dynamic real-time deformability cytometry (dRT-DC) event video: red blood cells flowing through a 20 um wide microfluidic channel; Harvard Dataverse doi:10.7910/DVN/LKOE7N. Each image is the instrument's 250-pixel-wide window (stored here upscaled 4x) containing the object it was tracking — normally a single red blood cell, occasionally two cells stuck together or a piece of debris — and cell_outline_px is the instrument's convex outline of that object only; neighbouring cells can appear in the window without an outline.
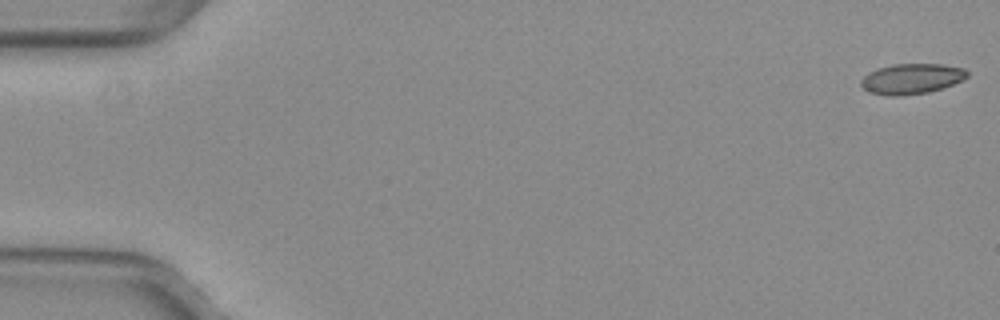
{"species": "common noctule bat (a hibernating species)", "species_latin": "Nyctalus noctula", "temperature_condition": "warm", "stored_images_in_passage": 53, "camera_frame_rate_fps": 3000, "um_per_image_px": 0.085, "animal": {"sex": "female", "body_mass_g": 29.2, "forearm_length_mm": 56.3}, "frame": {"image": 1, "passage_image": 1, "time_ms": 0.0, "image_size_px": [1000, 320], "cell_outline_px": [[968, 76], [952, 84], [928, 92], [900, 96], [888, 96], [868, 92], [860, 84], [860, 80], [868, 72], [892, 64], [944, 64], [964, 68], [968, 72]], "centroid_in_image_um": [77.45, 6.69], "position_along_channel_um": 7.5, "area_um2": 18.73}}
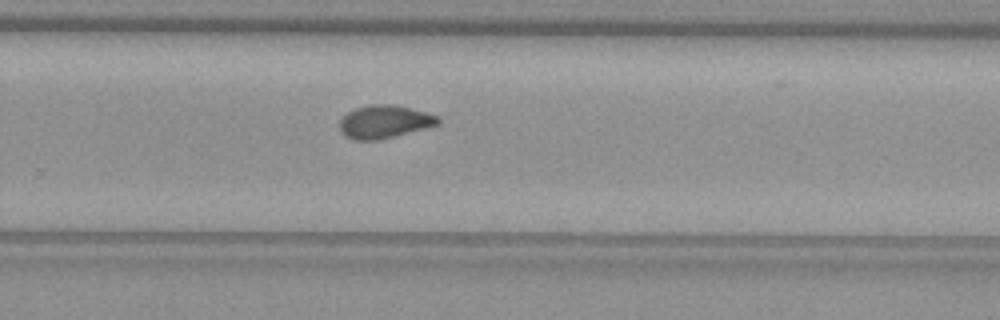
{"frame": {"image": 2, "passage_image": 35, "time_ms": 11.333, "image_size_px": [1000, 320], "cell_outline_px": [[440, 124], [380, 140], [352, 140], [344, 136], [340, 132], [340, 120], [348, 112], [356, 108], [372, 104], [396, 104], [424, 112], [436, 116], [440, 120]], "centroid_in_image_um": [32.64, 10.36], "position_along_channel_um": 297.2, "area_um2": 18.9}}
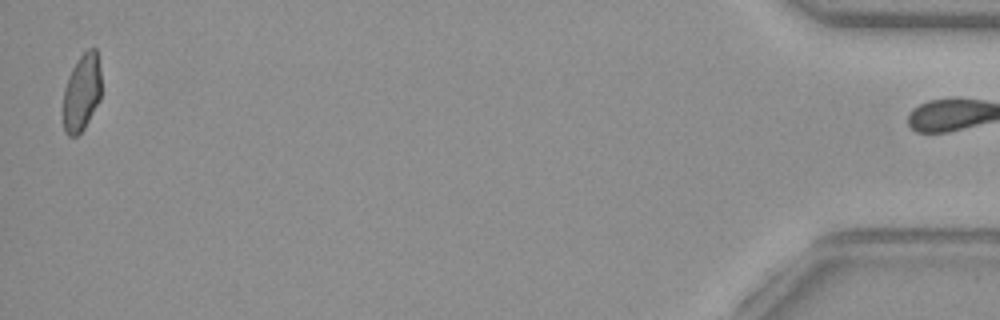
{"frame": {"image": 3, "passage_image": 52, "time_ms": 17.0, "image_size_px": [1000, 320], "cell_outline_px": [[100, 100], [84, 128], [76, 136], [68, 136], [64, 132], [64, 88], [68, 76], [72, 68], [80, 56], [88, 48], [96, 48], [100, 68]], "centroid_in_image_um": [6.95, 7.85], "position_along_channel_um": 428.3, "area_um2": 17.05}, "authors_computed_cell_mechanics": {"area_um2": 18.9006, "velocity_mm_per_s": 3.9997, "shape_relaxation_time_tau1_ms": null, "shape_relaxation_time_tau2_ms": 1.2374, "deformation_change_tau1": null, "deformation_change_tau2": 0.0393}}